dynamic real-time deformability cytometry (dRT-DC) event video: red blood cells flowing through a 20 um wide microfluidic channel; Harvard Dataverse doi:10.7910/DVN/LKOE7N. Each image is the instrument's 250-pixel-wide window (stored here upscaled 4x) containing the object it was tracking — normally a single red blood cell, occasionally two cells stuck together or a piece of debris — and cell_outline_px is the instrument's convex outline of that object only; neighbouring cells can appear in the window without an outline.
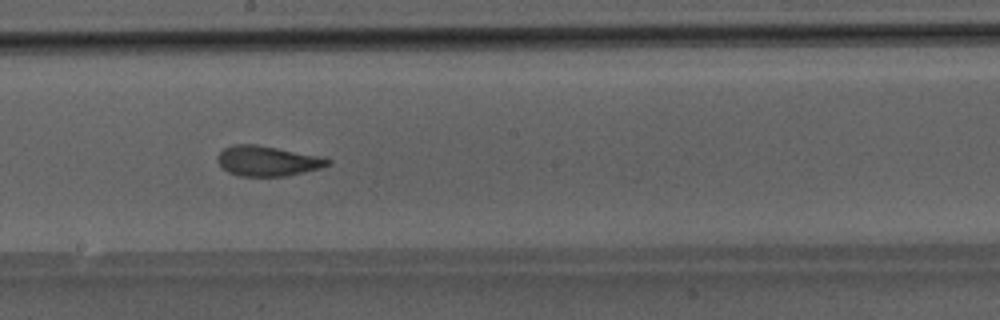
{"species": "Egyptian fruit bat (a non-hibernating species)", "species_latin": "Rousettus aegyptiacus", "temperature_condition": "room temperature", "stored_images_in_passage": 45, "camera_frame_rate_fps": 3000, "um_per_image_px": 0.085, "animal": {"sex": "male"}, "frame": {"image": 1, "passage_image": 26, "time_ms": 8.333, "image_size_px": [1000, 320], "cell_outline_px": [[332, 160], [328, 164], [320, 168], [284, 176], [240, 176], [228, 172], [216, 160], [216, 156], [224, 148], [232, 144], [256, 144], [324, 156]], "centroid_in_image_um": [22.73, 13.66], "position_along_channel_um": 225.5, "area_um2": 19.42}}